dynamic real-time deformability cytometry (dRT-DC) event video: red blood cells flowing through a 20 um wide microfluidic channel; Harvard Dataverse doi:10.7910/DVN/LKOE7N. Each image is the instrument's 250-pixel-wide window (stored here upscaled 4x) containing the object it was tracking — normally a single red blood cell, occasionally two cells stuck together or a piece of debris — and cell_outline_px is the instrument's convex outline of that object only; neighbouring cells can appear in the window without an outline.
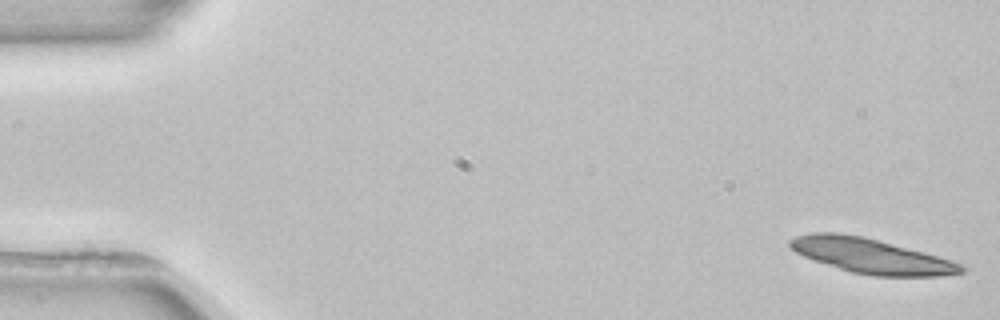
{"species": "common noctule bat (a hibernating species)", "species_latin": "Nyctalus noctula", "temperature_condition": "room temperature", "stored_images_in_passage": 4, "camera_frame_rate_fps": 3000, "um_per_image_px": 0.085, "animal": {"sex": "female", "body_mass_g": 22.7, "forearm_length_mm": 54.2}, "frame": {"image": 1, "passage_image": 1, "time_ms": 0.0, "image_size_px": [1000, 320], "cell_outline_px": [[968, 268], [964, 272], [940, 276], [872, 276], [852, 272], [804, 256], [796, 252], [788, 244], [788, 240], [796, 236], [812, 232], [836, 232], [864, 236], [924, 252], [960, 264]], "centroid_in_image_um": [74.04, 21.74], "position_along_channel_um": 11.0, "area_um2": 34.45}}